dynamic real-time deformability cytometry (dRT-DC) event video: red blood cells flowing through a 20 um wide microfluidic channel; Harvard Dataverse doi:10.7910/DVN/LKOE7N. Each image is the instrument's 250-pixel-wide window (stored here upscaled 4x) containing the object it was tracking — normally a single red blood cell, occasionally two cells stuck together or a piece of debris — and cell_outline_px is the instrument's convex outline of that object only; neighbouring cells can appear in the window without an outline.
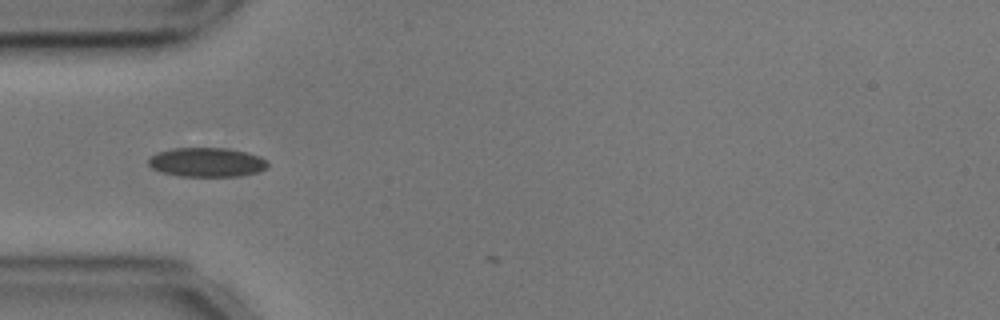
{"species": "common noctule bat (a hibernating species)", "species_latin": "Nyctalus noctula", "temperature_condition": "cold", "stored_images_in_passage": 4, "camera_frame_rate_fps": 3000, "um_per_image_px": 0.085, "animal": {"sex": "male", "body_mass_g": 17.9, "forearm_length_mm": 54.2}, "frame": {"image": 1, "passage_image": 3, "time_ms": 0.667, "image_size_px": [1000, 320], "cell_outline_px": [[268, 164], [260, 172], [236, 176], [180, 176], [164, 172], [152, 168], [148, 164], [148, 160], [152, 156], [160, 152], [172, 148], [224, 148], [244, 152], [260, 156], [268, 160]], "centroid_in_image_um": [17.6, 13.79], "position_along_channel_um": 67.4, "area_um2": 20.06}}